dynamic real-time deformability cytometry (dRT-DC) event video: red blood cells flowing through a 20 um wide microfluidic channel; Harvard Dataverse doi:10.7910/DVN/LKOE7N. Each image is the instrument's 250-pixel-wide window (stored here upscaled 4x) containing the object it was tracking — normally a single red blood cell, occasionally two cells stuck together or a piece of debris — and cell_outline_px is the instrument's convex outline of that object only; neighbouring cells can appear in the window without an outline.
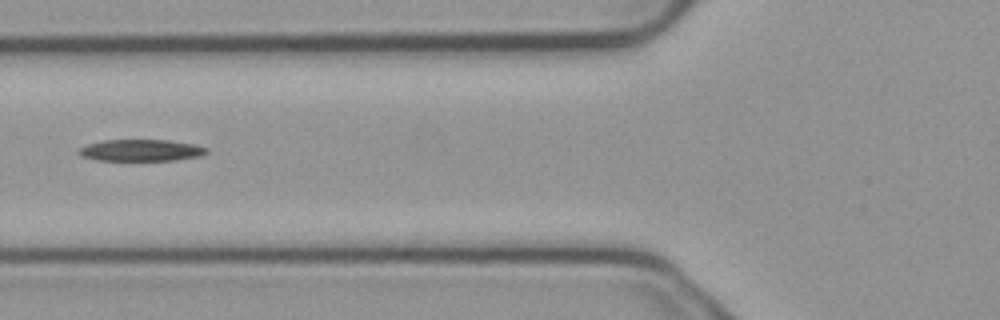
{"species": "common noctule bat (a hibernating species)", "species_latin": "Nyctalus noctula", "temperature_condition": "cold", "stored_images_in_passage": 3, "camera_frame_rate_fps": 3000, "um_per_image_px": 0.085, "animal": {"sex": "male", "body_mass_g": 23.1, "forearm_length_mm": 52.7}, "frame": {"image": 1, "passage_image": 2, "time_ms": 0.333, "image_size_px": [1000, 320], "cell_outline_px": [[208, 152], [200, 156], [176, 160], [96, 160], [80, 156], [76, 152], [80, 148], [88, 144], [104, 140], [168, 140], [192, 144], [208, 148]], "centroid_in_image_um": [11.96, 12.78], "position_along_channel_um": 113.8, "area_um2": 16.07}}
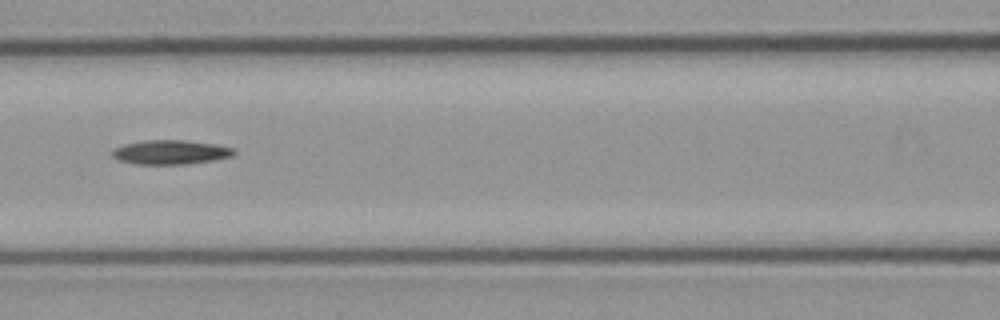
{"frame": {"image": 2, "passage_image": 3, "time_ms": 0.667, "image_size_px": [1000, 320], "cell_outline_px": [[236, 152], [232, 156], [216, 160], [188, 164], [136, 164], [120, 160], [112, 156], [112, 148], [124, 144], [144, 140], [184, 140], [216, 144], [232, 148]], "centroid_in_image_um": [14.5, 12.93], "position_along_channel_um": 152.1, "area_um2": 17.28}}